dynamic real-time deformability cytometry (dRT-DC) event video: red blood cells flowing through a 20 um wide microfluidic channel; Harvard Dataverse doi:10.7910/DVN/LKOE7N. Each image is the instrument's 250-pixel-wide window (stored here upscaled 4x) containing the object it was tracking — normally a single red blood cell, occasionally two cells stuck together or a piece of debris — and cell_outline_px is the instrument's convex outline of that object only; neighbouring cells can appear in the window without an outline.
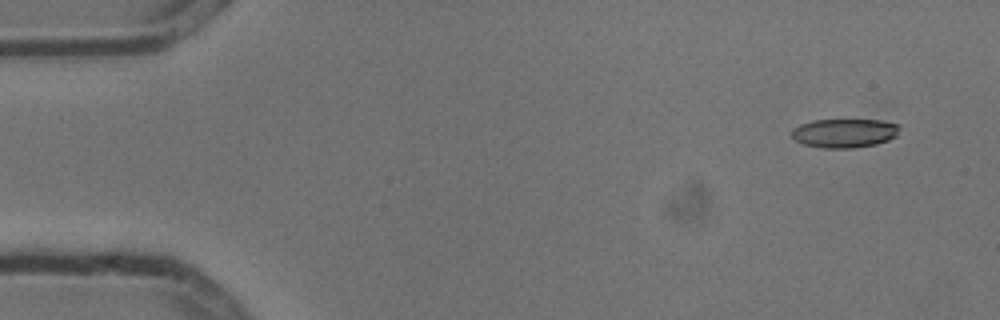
{"species": "common noctule bat (a hibernating species)", "species_latin": "Nyctalus noctula", "temperature_condition": "cold", "stored_images_in_passage": 6, "camera_frame_rate_fps": 3000, "um_per_image_px": 0.085, "animal": {"sex": "male", "body_mass_g": 13.3}, "frame": {"image": 1, "passage_image": 2, "time_ms": 0.333, "image_size_px": [1000, 320], "cell_outline_px": [[900, 128], [896, 136], [888, 140], [876, 144], [852, 148], [824, 148], [804, 144], [796, 140], [792, 136], [792, 128], [800, 124], [812, 120], [884, 120], [900, 124]], "centroid_in_image_um": [71.8, 11.3], "position_along_channel_um": 13.2, "area_um2": 18.26}}
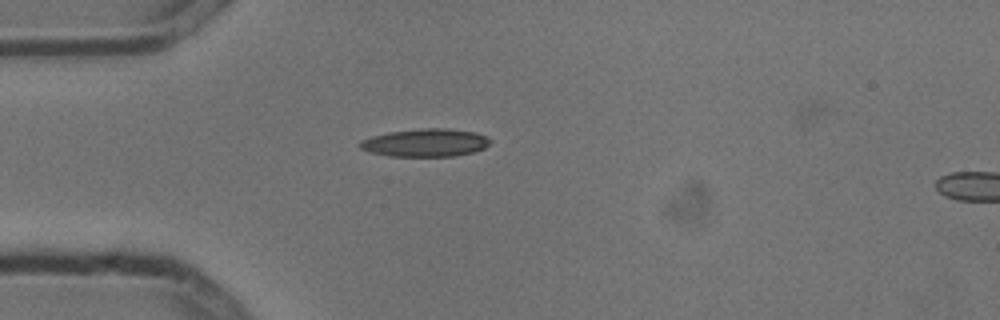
{"frame": {"image": 2, "passage_image": 5, "time_ms": 1.333, "image_size_px": [1000, 320], "cell_outline_px": [[492, 140], [484, 148], [476, 152], [452, 156], [388, 156], [368, 152], [360, 148], [356, 144], [360, 140], [372, 136], [388, 132], [424, 128], [448, 128], [476, 132], [488, 136]], "centroid_in_image_um": [36.15, 12.13], "position_along_channel_um": 48.8, "area_um2": 21.5}}